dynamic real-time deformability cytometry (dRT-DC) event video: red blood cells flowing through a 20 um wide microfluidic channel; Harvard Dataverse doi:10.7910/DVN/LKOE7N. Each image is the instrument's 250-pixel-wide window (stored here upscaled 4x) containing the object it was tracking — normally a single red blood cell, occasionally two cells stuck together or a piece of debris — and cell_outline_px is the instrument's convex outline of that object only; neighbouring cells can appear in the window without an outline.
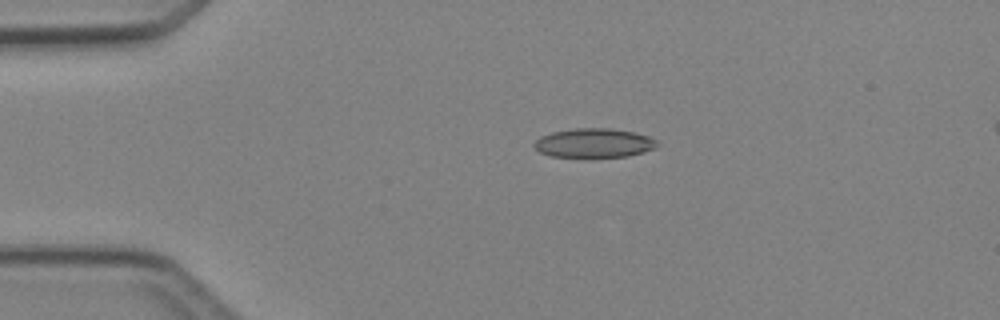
{"species": "Egyptian fruit bat (a non-hibernating species)", "species_latin": "Rousettus aegyptiacus", "temperature_condition": "cold", "stored_images_in_passage": 3, "camera_frame_rate_fps": 3000, "um_per_image_px": 0.085, "animal": {"sex": "female"}, "frame": {"image": 1, "passage_image": 1, "time_ms": 0.0, "image_size_px": [1000, 320], "cell_outline_px": [[660, 144], [656, 148], [644, 152], [628, 156], [552, 156], [540, 152], [532, 144], [540, 136], [552, 132], [572, 128], [608, 128], [636, 132], [648, 136], [656, 140]], "centroid_in_image_um": [50.52, 12.13], "position_along_channel_um": 34.5, "area_um2": 20.81}}